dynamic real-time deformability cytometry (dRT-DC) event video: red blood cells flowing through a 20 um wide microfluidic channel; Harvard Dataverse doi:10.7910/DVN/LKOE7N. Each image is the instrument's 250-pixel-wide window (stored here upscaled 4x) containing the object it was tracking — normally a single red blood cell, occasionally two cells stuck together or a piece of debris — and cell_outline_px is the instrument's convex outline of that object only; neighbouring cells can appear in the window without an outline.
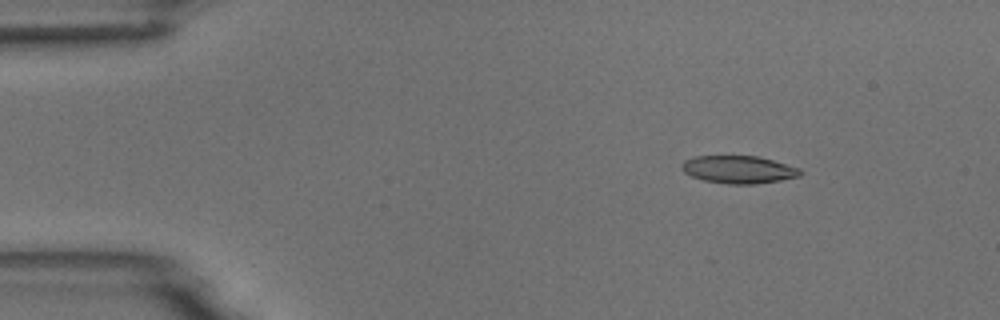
{"species": "common noctule bat (a hibernating species)", "species_latin": "Nyctalus noctula", "temperature_condition": "room temperature", "stored_images_in_passage": 4, "camera_frame_rate_fps": 3000, "um_per_image_px": 0.085, "animal": {"sex": "male", "body_mass_g": 18.8}, "frame": {"image": 1, "passage_image": 2, "time_ms": 1.333, "image_size_px": [1000, 320], "cell_outline_px": [[804, 172], [800, 176], [780, 180], [756, 184], [728, 184], [704, 180], [692, 176], [684, 172], [680, 168], [680, 164], [684, 160], [692, 156], [756, 156], [772, 160], [800, 168]], "centroid_in_image_um": [62.76, 14.41], "position_along_channel_um": 22.2, "area_um2": 19.19}}